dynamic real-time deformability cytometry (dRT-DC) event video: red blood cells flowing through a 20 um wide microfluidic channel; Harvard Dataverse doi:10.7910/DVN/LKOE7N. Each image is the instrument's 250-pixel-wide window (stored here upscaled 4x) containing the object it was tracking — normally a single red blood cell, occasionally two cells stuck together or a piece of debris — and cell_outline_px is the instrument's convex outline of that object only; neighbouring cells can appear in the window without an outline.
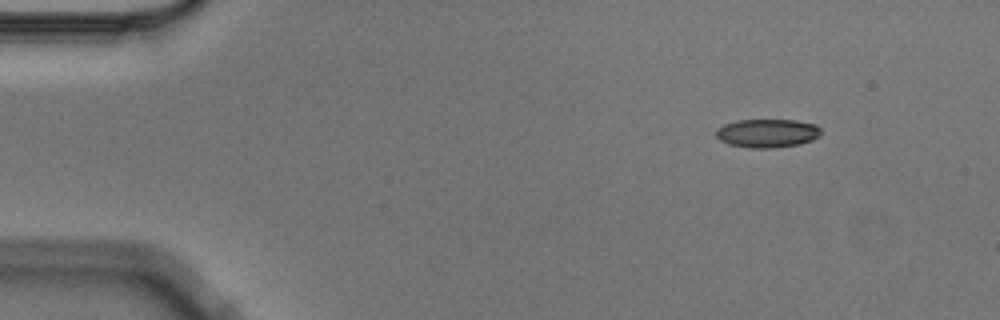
{"species": "Egyptian fruit bat (a non-hibernating species)", "species_latin": "Rousettus aegyptiacus", "temperature_condition": "cold", "stored_images_in_passage": 7, "camera_frame_rate_fps": 3000, "um_per_image_px": 0.085, "animal": {"sex": "male"}, "frame": {"image": 1, "passage_image": 1, "time_ms": 0.0, "image_size_px": [1000, 320], "cell_outline_px": [[820, 136], [812, 140], [800, 144], [772, 148], [752, 148], [728, 144], [720, 140], [716, 136], [716, 128], [724, 124], [736, 120], [796, 120], [816, 124], [820, 128]], "centroid_in_image_um": [65.22, 11.32], "position_along_channel_um": 19.8, "area_um2": 17.57}}
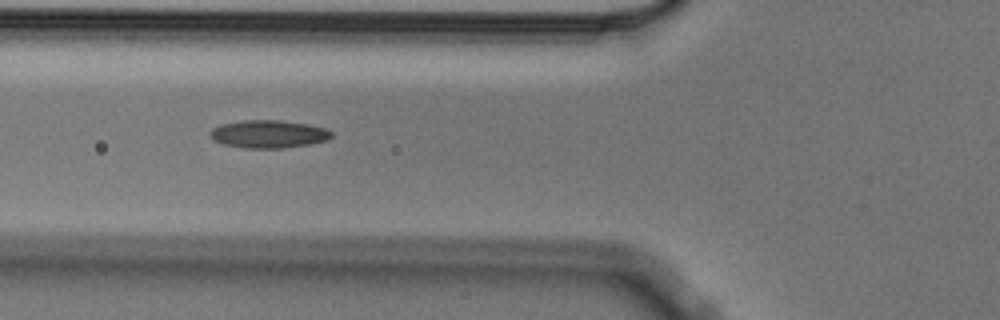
{"frame": {"image": 2, "passage_image": 5, "time_ms": 1.333, "image_size_px": [1000, 320], "cell_outline_px": [[332, 136], [328, 140], [312, 144], [280, 148], [244, 148], [224, 144], [212, 140], [208, 132], [212, 128], [220, 124], [240, 120], [280, 120], [308, 124], [324, 128], [332, 132]], "centroid_in_image_um": [22.79, 11.39], "position_along_channel_um": 103.0, "area_um2": 19.88}}
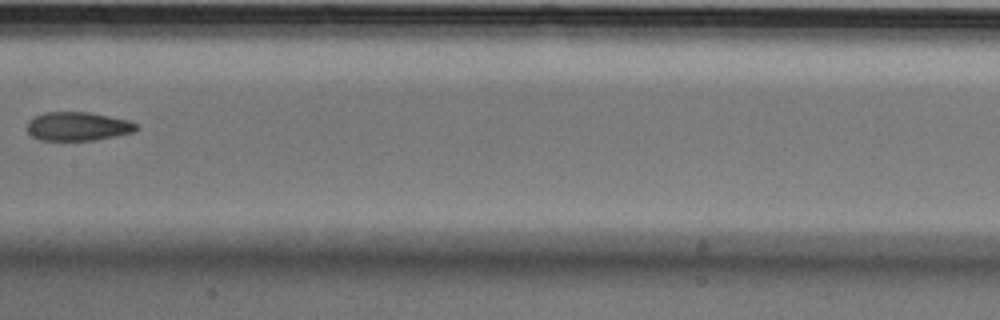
{"frame": {"image": 3, "passage_image": 7, "time_ms": 2.0, "image_size_px": [1000, 320], "cell_outline_px": [[140, 128], [132, 132], [116, 136], [92, 140], [40, 140], [32, 136], [28, 132], [28, 120], [32, 116], [44, 112], [88, 112], [128, 120], [140, 124]], "centroid_in_image_um": [6.62, 10.73], "position_along_channel_um": 200.8, "area_um2": 18.38}}